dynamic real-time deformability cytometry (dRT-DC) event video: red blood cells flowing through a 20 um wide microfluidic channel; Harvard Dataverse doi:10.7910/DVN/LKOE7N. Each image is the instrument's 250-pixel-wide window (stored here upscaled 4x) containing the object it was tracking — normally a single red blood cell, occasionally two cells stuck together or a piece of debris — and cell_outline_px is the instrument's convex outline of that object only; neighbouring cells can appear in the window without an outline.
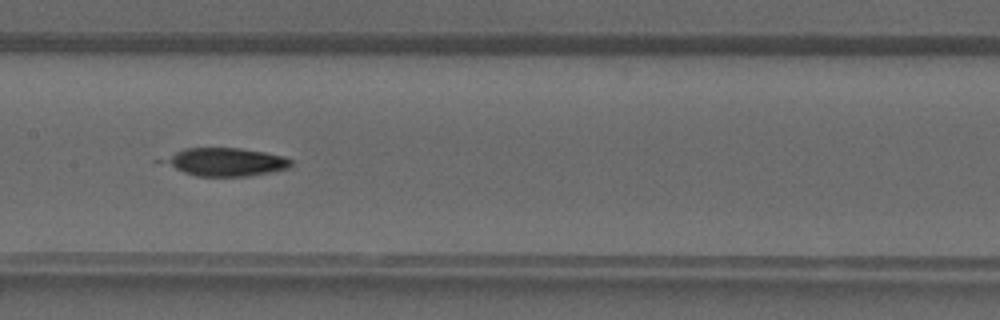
{"species": "common noctule bat (a hibernating species)", "species_latin": "Nyctalus noctula", "temperature_condition": "warm", "stored_images_in_passage": 29, "camera_frame_rate_fps": 3000, "um_per_image_px": 0.085, "animal": {"sex": "male", "forearm_length_mm": 52.5}, "frame": {"image": 1, "passage_image": 21, "time_ms": 6.667, "image_size_px": [1000, 320], "cell_outline_px": [[292, 164], [288, 168], [248, 176], [196, 176], [184, 172], [152, 160], [184, 148], [240, 148], [264, 152], [284, 156], [292, 160]], "centroid_in_image_um": [19.05, 13.75], "position_along_channel_um": 188.4, "area_um2": 21.21}}